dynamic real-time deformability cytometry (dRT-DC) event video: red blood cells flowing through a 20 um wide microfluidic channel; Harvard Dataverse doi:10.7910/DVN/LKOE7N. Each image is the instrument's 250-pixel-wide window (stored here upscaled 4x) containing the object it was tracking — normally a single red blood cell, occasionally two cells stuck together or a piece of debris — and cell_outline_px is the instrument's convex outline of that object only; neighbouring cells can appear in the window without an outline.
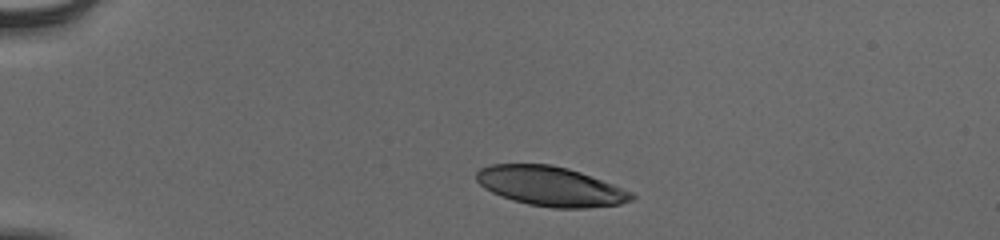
{"species": "human", "species_latin": "Homo sapiens", "temperature_condition": "cold", "stored_images_in_passage": 42, "camera_frame_rate_fps": 3000, "um_per_image_px": 0.085, "donor": {"sex": "male"}, "frame": {"image": 1, "passage_image": 1, "time_ms": 0.0, "image_size_px": [1000, 240], "cell_outline_px": [[636, 196], [632, 200], [620, 204], [584, 208], [552, 208], [528, 204], [512, 200], [492, 192], [484, 188], [476, 180], [476, 172], [480, 168], [488, 164], [552, 164], [568, 168], [580, 172], [612, 184], [632, 192]], "centroid_in_image_um": [46.77, 15.83], "position_along_channel_um": 38.2, "area_um2": 35.72}}
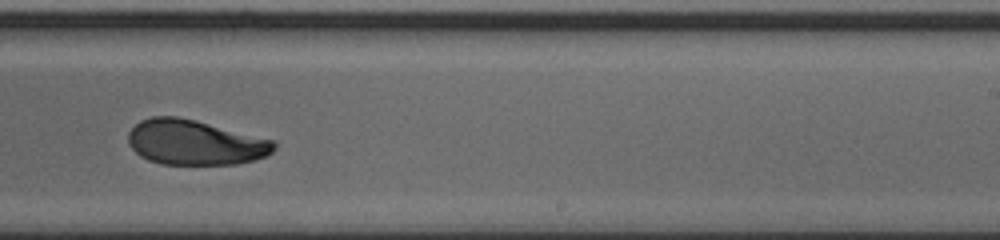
{"frame": {"image": 2, "passage_image": 24, "time_ms": 7.667, "image_size_px": [1000, 240], "cell_outline_px": [[276, 148], [268, 156], [236, 164], [160, 164], [148, 160], [140, 156], [128, 144], [128, 132], [140, 120], [152, 116], [176, 116], [196, 120], [276, 140]], "centroid_in_image_um": [16.58, 12.1], "position_along_channel_um": 272.4, "area_um2": 38.55}}
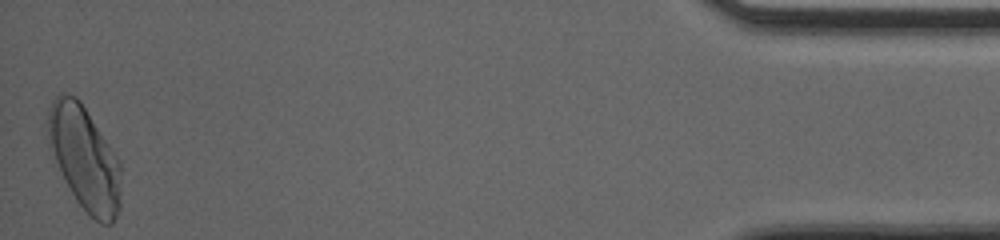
{"frame": {"image": 3, "passage_image": 42, "time_ms": 13.667, "image_size_px": [1000, 240], "cell_outline_px": [[120, 208], [112, 224], [100, 224], [76, 200], [56, 160], [48, 136], [48, 112], [52, 100], [60, 92], [68, 92], [76, 96], [80, 100], [120, 160]], "centroid_in_image_um": [7.22, 13.41], "position_along_channel_um": 428.0, "area_um2": 43.47}, "authors_computed_cell_mechanics": {"area_um2": 39.4774, "velocity_mm_per_s": 3.8653, "shape_relaxation_time_tau1_ms": 3.7522, "shape_relaxation_time_tau2_ms": 1.8719, "deformation_change_tau1": 0.1542, "deformation_change_tau2": 0.0616}}